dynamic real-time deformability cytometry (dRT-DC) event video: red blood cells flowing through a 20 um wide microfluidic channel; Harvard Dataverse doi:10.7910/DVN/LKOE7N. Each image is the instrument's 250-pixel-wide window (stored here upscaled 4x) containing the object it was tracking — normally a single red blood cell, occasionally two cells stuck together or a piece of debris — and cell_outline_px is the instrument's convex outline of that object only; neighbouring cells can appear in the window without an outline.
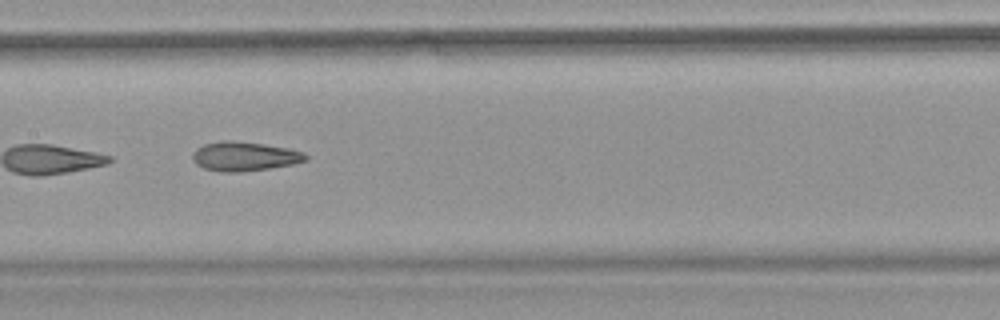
{"species": "common noctule bat (a hibernating species)", "species_latin": "Nyctalus noctula", "temperature_condition": "warm", "stored_images_in_passage": 10, "camera_frame_rate_fps": 3000, "um_per_image_px": 0.085, "animal": {"sex": "female", "body_mass_g": 18.4}, "frame": {"image": 1, "passage_image": 9, "time_ms": 2.667, "image_size_px": [1000, 320], "cell_outline_px": [[308, 160], [292, 164], [268, 168], [240, 172], [220, 172], [204, 168], [196, 164], [192, 160], [192, 152], [196, 148], [204, 144], [220, 140], [232, 140], [288, 148], [304, 152], [308, 156]], "centroid_in_image_um": [20.74, 13.29], "position_along_channel_um": 186.7, "area_um2": 19.31}}